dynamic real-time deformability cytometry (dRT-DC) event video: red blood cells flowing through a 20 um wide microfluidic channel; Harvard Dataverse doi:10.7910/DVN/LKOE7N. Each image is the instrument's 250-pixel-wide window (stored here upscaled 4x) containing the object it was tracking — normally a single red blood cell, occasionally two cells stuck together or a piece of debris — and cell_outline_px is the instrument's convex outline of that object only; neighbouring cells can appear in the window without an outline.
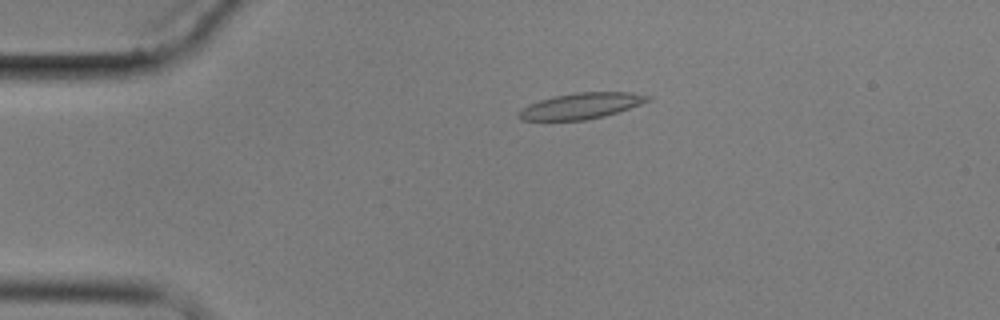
{"species": "common noctule bat (a hibernating species)", "species_latin": "Nyctalus noctula", "temperature_condition": "cold", "stored_images_in_passage": 2, "camera_frame_rate_fps": 3000, "um_per_image_px": 0.085, "animal": {"sex": "male", "body_mass_g": 17.9}, "frame": {"image": 1, "passage_image": 1, "time_ms": 0.0, "image_size_px": [1000, 320], "cell_outline_px": [[652, 100], [604, 116], [584, 120], [520, 120], [520, 112], [528, 104], [540, 100], [556, 96], [576, 92], [632, 92], [652, 96]], "centroid_in_image_um": [49.45, 8.99], "position_along_channel_um": 35.5, "area_um2": 19.19}}